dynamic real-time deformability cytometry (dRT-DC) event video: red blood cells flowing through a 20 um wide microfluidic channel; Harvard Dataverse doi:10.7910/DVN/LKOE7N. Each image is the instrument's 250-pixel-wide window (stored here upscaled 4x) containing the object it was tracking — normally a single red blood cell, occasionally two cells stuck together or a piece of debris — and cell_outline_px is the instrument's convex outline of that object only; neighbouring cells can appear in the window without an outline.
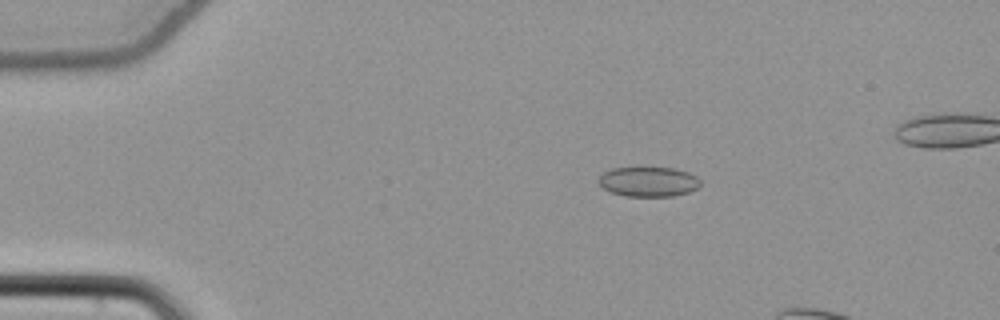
{"species": "common noctule bat (a hibernating species)", "species_latin": "Nyctalus noctula", "temperature_condition": "cold", "stored_images_in_passage": 14, "camera_frame_rate_fps": 3000, "um_per_image_px": 0.085, "animal": {"sex": "female", "body_mass_g": 22.7, "forearm_length_mm": 54.2}, "frame": {"image": 1, "passage_image": 7, "time_ms": 2.0, "image_size_px": [1000, 320], "cell_outline_px": [[700, 184], [696, 188], [688, 192], [672, 196], [624, 196], [612, 192], [604, 188], [596, 180], [604, 172], [612, 168], [640, 164], [676, 168], [688, 172], [696, 176], [700, 180]], "centroid_in_image_um": [55.09, 15.38], "position_along_channel_um": 29.9, "area_um2": 18.5}}